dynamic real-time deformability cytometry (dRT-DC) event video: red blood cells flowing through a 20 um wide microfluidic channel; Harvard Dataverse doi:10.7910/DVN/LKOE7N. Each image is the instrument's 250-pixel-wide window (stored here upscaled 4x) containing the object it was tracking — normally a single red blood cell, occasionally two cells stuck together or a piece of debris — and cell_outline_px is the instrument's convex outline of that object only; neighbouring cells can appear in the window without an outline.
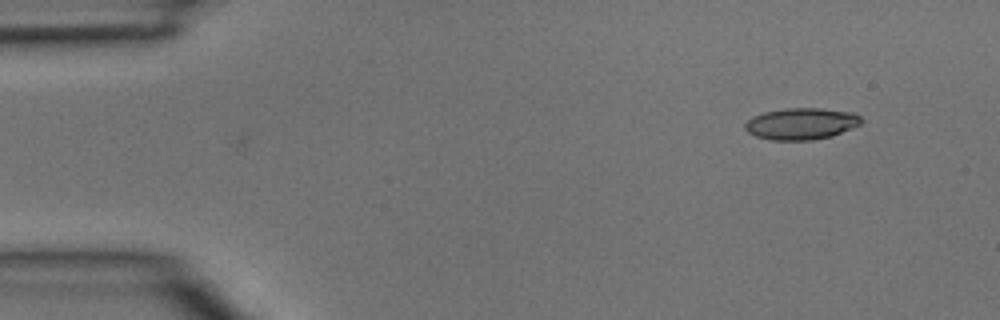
{"species": "common noctule bat (a hibernating species)", "species_latin": "Nyctalus noctula", "temperature_condition": "room temperature", "stored_images_in_passage": 3, "camera_frame_rate_fps": 3000, "um_per_image_px": 0.085, "animal": {"sex": "male", "body_mass_g": 15.6}, "frame": {"image": 1, "passage_image": 1, "time_ms": 0.0, "image_size_px": [1000, 320], "cell_outline_px": [[864, 120], [860, 124], [832, 136], [812, 140], [772, 140], [756, 136], [748, 132], [744, 128], [744, 124], [752, 116], [764, 112], [784, 108], [820, 108], [856, 112]], "centroid_in_image_um": [68.12, 10.5], "position_along_channel_um": 16.9, "area_um2": 21.56}}
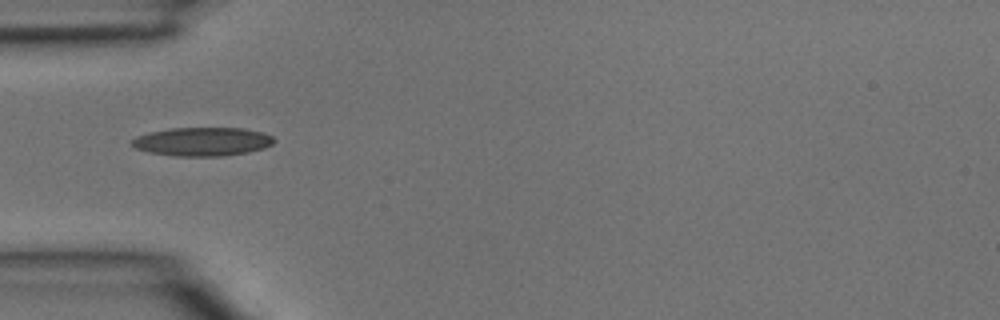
{"frame": {"image": 2, "passage_image": 3, "time_ms": 0.667, "image_size_px": [1000, 320], "cell_outline_px": [[276, 140], [272, 144], [264, 148], [248, 152], [224, 156], [176, 156], [148, 152], [136, 148], [132, 144], [132, 140], [136, 136], [148, 132], [172, 128], [244, 128], [260, 132], [272, 136]], "centroid_in_image_um": [17.2, 12.04], "position_along_channel_um": 67.8, "area_um2": 23.7}}